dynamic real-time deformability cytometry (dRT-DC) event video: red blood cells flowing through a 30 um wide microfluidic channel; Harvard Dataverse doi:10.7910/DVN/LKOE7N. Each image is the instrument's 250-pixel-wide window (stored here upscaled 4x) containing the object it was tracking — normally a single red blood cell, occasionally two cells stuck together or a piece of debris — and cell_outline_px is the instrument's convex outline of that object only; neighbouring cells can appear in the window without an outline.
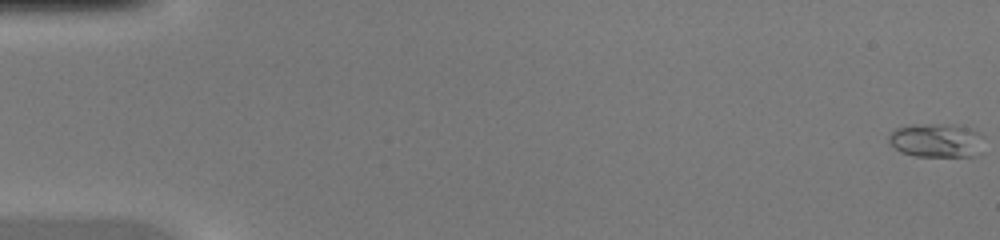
{"species": "common noctule bat (a hibernating species)", "species_latin": "Nyctalus noctula", "temperature_condition": "warm", "stored_images_in_passage": 14, "camera_frame_rate_fps": 3000, "um_per_image_px": 0.085, "animal": {"sex": "female", "body_mass_g": 20.0, "forearm_length_mm": 54.0}, "frame": {"image": 1, "passage_image": 1, "time_ms": 0.0, "image_size_px": [1000, 240], "cell_outline_px": [[984, 136], [972, 156], [916, 156], [900, 152], [888, 144], [888, 136], [896, 128], [912, 124], [952, 124], [968, 128], [980, 132]], "centroid_in_image_um": [79.5, 11.91], "position_along_channel_um": 5.5, "area_um2": 18.67}}